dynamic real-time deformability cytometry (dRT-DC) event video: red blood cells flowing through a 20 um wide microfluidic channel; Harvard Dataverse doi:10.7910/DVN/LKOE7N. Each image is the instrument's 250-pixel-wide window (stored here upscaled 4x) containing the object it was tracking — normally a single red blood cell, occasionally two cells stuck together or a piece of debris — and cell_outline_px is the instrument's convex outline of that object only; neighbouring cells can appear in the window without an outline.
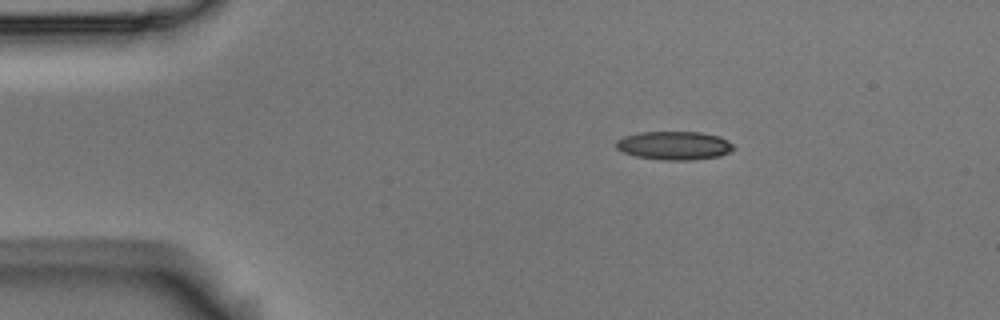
{"species": "Egyptian fruit bat (a non-hibernating species)", "species_latin": "Rousettus aegyptiacus", "temperature_condition": "room temperature", "stored_images_in_passage": 47, "camera_frame_rate_fps": 3000, "um_per_image_px": 0.085, "animal": {"sex": "male"}, "frame": {"image": 1, "passage_image": 1, "time_ms": 0.0, "image_size_px": [1000, 320], "cell_outline_px": [[736, 148], [720, 156], [692, 160], [664, 160], [636, 156], [624, 152], [616, 148], [616, 140], [624, 136], [640, 132], [700, 132], [720, 136], [728, 140]], "centroid_in_image_um": [57.33, 12.36], "position_along_channel_um": 27.7, "area_um2": 19.54}}
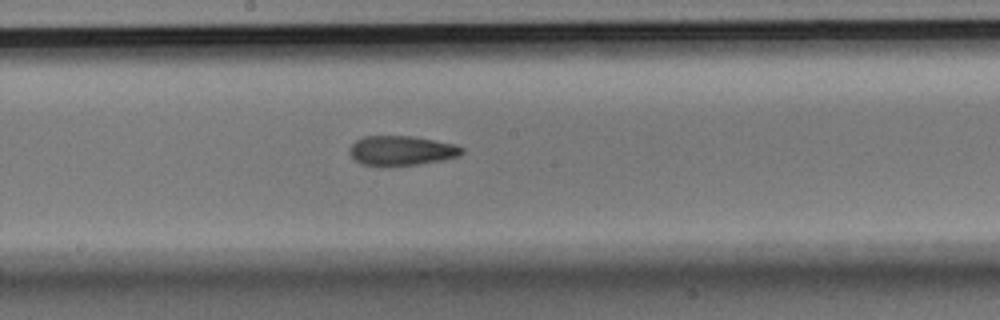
{"frame": {"image": 2, "passage_image": 21, "time_ms": 6.667, "image_size_px": [1000, 320], "cell_outline_px": [[464, 152], [460, 156], [444, 160], [420, 164], [380, 168], [360, 164], [348, 152], [348, 148], [356, 140], [364, 136], [412, 136], [436, 140], [456, 144], [464, 148]], "centroid_in_image_um": [34.12, 12.83], "position_along_channel_um": 214.1, "area_um2": 20.11}}
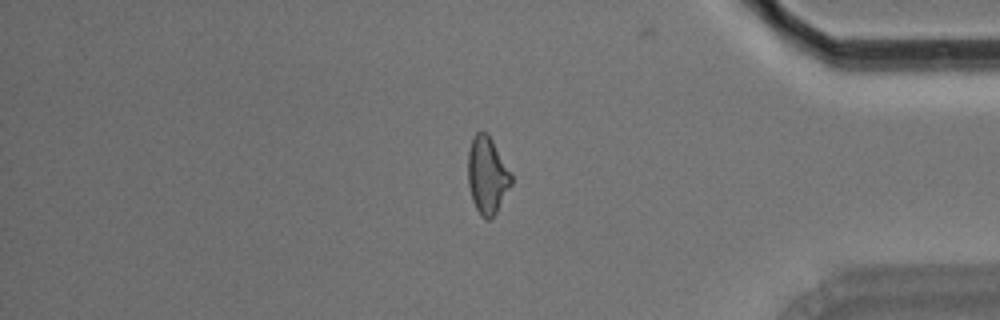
{"frame": {"image": 3, "passage_image": 38, "time_ms": 12.333, "image_size_px": [1000, 320], "cell_outline_px": [[512, 184], [496, 212], [488, 220], [484, 220], [480, 216], [472, 200], [468, 184], [468, 148], [476, 132], [488, 132], [512, 172]], "centroid_in_image_um": [41.42, 14.88], "position_along_channel_um": 393.8, "area_um2": 19.71}, "authors_computed_cell_mechanics": {"area_um2": 19.7098, "velocity_mm_per_s": 3.6404, "shape_relaxation_time_tau1_ms": 9.1749, "shape_relaxation_time_tau2_ms": 3.2993, "deformation_change_tau1": 0.1986, "deformation_change_tau2": 0.1014}}